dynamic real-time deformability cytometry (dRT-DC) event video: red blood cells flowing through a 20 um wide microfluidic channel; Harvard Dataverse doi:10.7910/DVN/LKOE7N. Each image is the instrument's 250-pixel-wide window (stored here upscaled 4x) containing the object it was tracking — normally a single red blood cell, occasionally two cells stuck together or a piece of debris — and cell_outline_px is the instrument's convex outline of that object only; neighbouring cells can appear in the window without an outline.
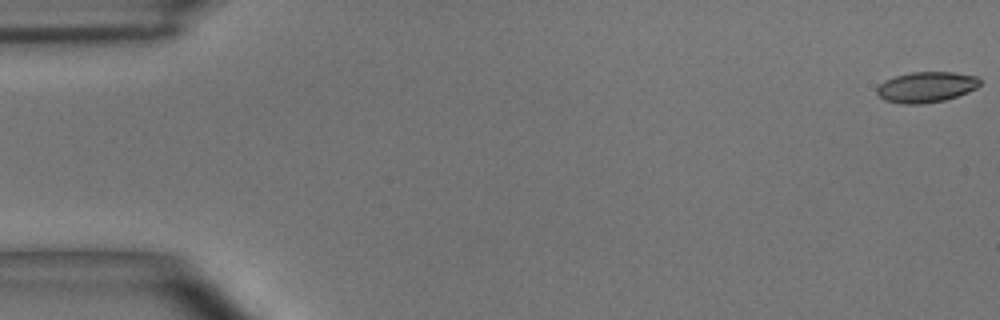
{"species": "common noctule bat (a hibernating species)", "species_latin": "Nyctalus noctula", "temperature_condition": "room temperature", "stored_images_in_passage": 11, "camera_frame_rate_fps": 3000, "um_per_image_px": 0.085, "animal": {"sex": "male", "body_mass_g": 15.6}, "frame": {"image": 1, "passage_image": 1, "time_ms": 0.0, "image_size_px": [1000, 320], "cell_outline_px": [[980, 84], [976, 88], [968, 92], [944, 100], [920, 104], [904, 104], [884, 100], [876, 92], [876, 88], [884, 80], [896, 76], [912, 72], [952, 72], [980, 76]], "centroid_in_image_um": [78.74, 7.39], "position_along_channel_um": 6.3, "area_um2": 18.38}}